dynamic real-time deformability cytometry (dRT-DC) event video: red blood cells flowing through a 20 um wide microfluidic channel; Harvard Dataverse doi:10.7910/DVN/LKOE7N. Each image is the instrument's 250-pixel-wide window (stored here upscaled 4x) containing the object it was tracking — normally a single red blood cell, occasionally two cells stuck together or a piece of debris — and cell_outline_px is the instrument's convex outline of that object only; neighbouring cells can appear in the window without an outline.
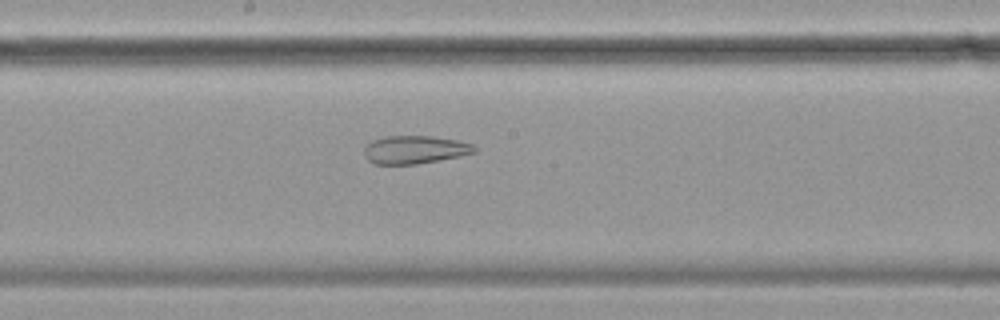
{"species": "common noctule bat (a hibernating species)", "species_latin": "Nyctalus noctula", "temperature_condition": "cold", "stored_images_in_passage": 57, "camera_frame_rate_fps": 3000, "um_per_image_px": 0.085, "animal": {"sex": "female", "body_mass_g": 19.9}, "frame": {"image": 1, "passage_image": 30, "time_ms": 9.667, "image_size_px": [1000, 320], "cell_outline_px": [[476, 152], [460, 156], [416, 164], [372, 164], [364, 156], [364, 148], [372, 140], [384, 136], [432, 136], [456, 140], [472, 144], [476, 148]], "centroid_in_image_um": [35.23, 12.72], "position_along_channel_um": 213.0, "area_um2": 18.03}}
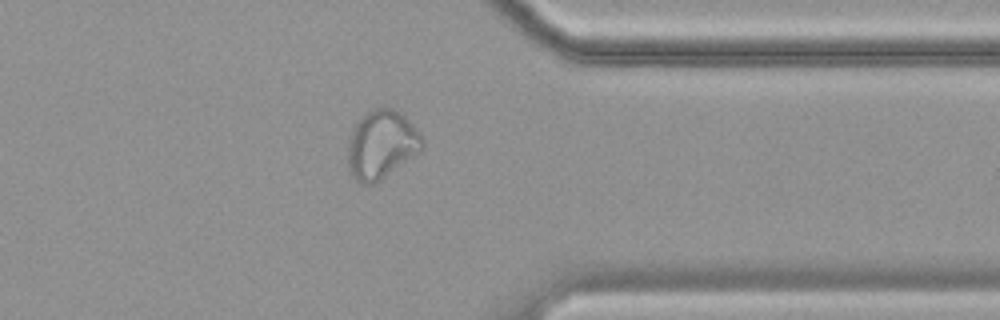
{"frame": {"image": 2, "passage_image": 45, "time_ms": 14.667, "image_size_px": [1000, 320], "cell_outline_px": [[424, 144], [420, 152], [380, 180], [372, 184], [364, 184], [356, 180], [348, 172], [348, 136], [352, 128], [372, 108], [392, 108], [400, 112], [420, 132], [424, 140]], "centroid_in_image_um": [32.42, 12.3], "position_along_channel_um": 379.0, "area_um2": 29.71}}
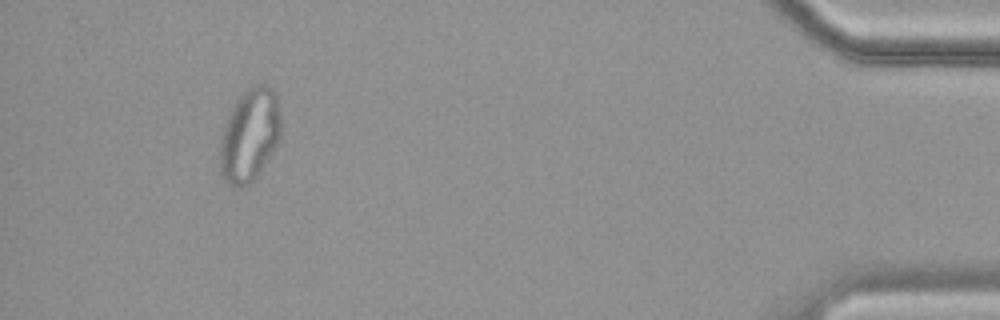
{"frame": {"image": 3, "passage_image": 53, "time_ms": 17.333, "image_size_px": [1000, 320], "cell_outline_px": [[280, 136], [276, 148], [256, 176], [248, 184], [240, 188], [228, 184], [224, 180], [220, 168], [220, 140], [224, 124], [228, 112], [236, 100], [252, 84], [264, 84], [272, 88], [276, 92], [280, 116]], "centroid_in_image_um": [21.21, 11.46], "position_along_channel_um": 414.0, "area_um2": 33.23}, "authors_computed_cell_mechanics": {"area_um2": 29.7092, "velocity_mm_per_s": 3.4676, "shape_relaxation_time_tau1_ms": null, "shape_relaxation_time_tau2_ms": 2.5498, "deformation_change_tau1": null, "deformation_change_tau2": 0.1121}}